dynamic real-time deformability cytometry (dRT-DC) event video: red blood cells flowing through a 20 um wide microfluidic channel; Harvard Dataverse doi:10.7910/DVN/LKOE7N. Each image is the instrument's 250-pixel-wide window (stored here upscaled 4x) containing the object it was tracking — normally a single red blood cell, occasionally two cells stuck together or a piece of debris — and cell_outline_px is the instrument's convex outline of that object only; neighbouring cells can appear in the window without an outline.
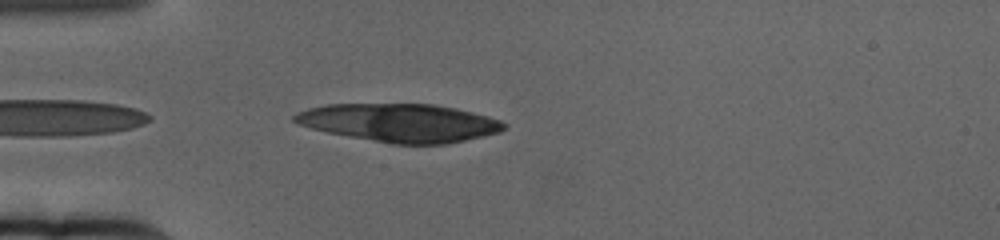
{"species": "human", "species_latin": "Homo sapiens", "temperature_condition": "cold", "stored_images_in_passage": 48, "camera_frame_rate_fps": 3000, "um_per_image_px": 0.085, "donor": {"sex": "female"}, "frame": {"image": 1, "passage_image": 2, "time_ms": 0.333, "image_size_px": [1000, 240], "cell_outline_px": [[508, 124], [500, 132], [448, 144], [392, 144], [348, 136], [328, 132], [312, 128], [300, 124], [292, 120], [292, 116], [296, 112], [308, 108], [328, 104], [432, 104], [456, 108], [488, 116], [500, 120]], "centroid_in_image_um": [33.99, 10.43], "position_along_channel_um": 51.0, "area_um2": 46.53}}
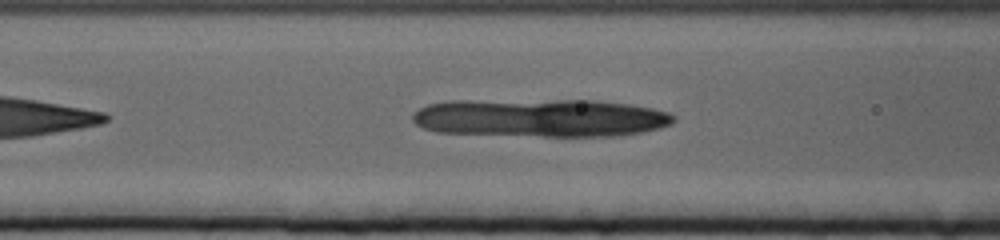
{"frame": {"image": 2, "passage_image": 10, "time_ms": 3.0, "image_size_px": [1000, 240], "cell_outline_px": [[676, 120], [672, 124], [660, 128], [640, 132], [616, 136], [544, 136], [436, 132], [424, 128], [416, 124], [412, 120], [412, 112], [428, 104], [448, 100], [592, 100], [628, 104], [652, 108], [668, 112], [676, 116]], "centroid_in_image_um": [45.93, 10.01], "position_along_channel_um": 120.7, "area_um2": 58.38}}
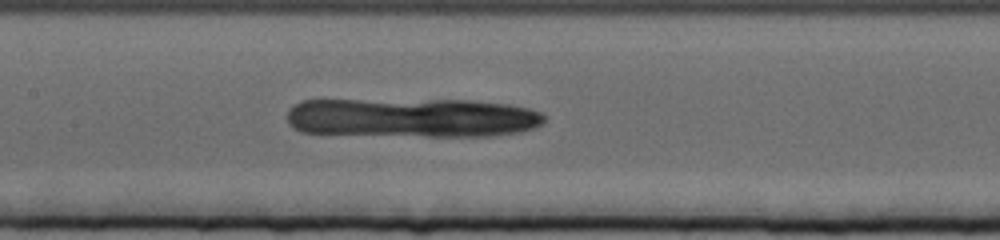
{"frame": {"image": 3, "passage_image": 15, "time_ms": 4.667, "image_size_px": [1000, 240], "cell_outline_px": [[544, 124], [520, 132], [492, 136], [428, 136], [300, 132], [292, 128], [288, 124], [288, 108], [304, 100], [468, 100], [508, 104], [528, 108], [540, 112], [544, 116]], "centroid_in_image_um": [35.04, 10.0], "position_along_channel_um": 172.4, "area_um2": 59.13}}